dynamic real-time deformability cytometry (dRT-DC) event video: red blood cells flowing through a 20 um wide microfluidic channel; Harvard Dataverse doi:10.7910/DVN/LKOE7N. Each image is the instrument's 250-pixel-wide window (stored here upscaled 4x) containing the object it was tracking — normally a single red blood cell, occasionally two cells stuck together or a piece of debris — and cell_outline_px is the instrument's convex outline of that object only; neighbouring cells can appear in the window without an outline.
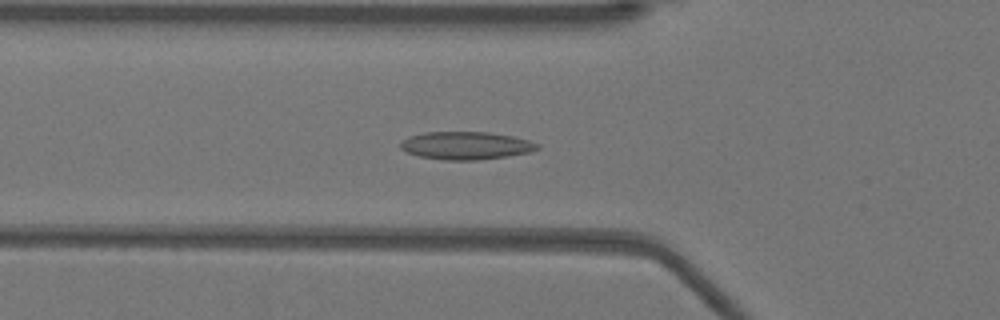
{"species": "Egyptian fruit bat (a non-hibernating species)", "species_latin": "Rousettus aegyptiacus", "temperature_condition": "warm", "stored_images_in_passage": 53, "camera_frame_rate_fps": 3000, "um_per_image_px": 0.085, "animal": {"sex": "female"}, "frame": {"image": 1, "passage_image": 18, "time_ms": 5.667, "image_size_px": [1000, 320], "cell_outline_px": [[540, 148], [532, 152], [508, 156], [476, 160], [444, 160], [420, 156], [408, 152], [400, 148], [400, 144], [408, 136], [424, 132], [488, 132], [512, 136], [528, 140], [540, 144]], "centroid_in_image_um": [39.64, 12.37], "position_along_channel_um": 86.2, "area_um2": 22.2}}
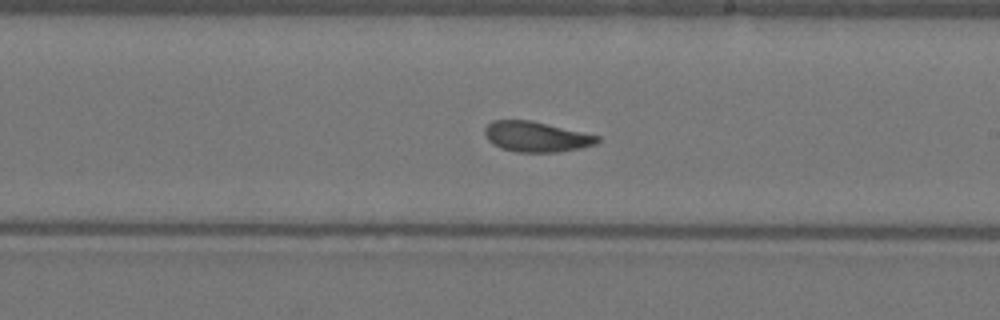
{"frame": {"image": 2, "passage_image": 30, "time_ms": 9.667, "image_size_px": [1000, 320], "cell_outline_px": [[600, 140], [596, 144], [580, 148], [556, 152], [516, 152], [500, 148], [492, 144], [488, 140], [484, 132], [484, 128], [492, 120], [532, 120], [600, 136]], "centroid_in_image_um": [45.56, 11.62], "position_along_channel_um": 243.4, "area_um2": 20.0}}
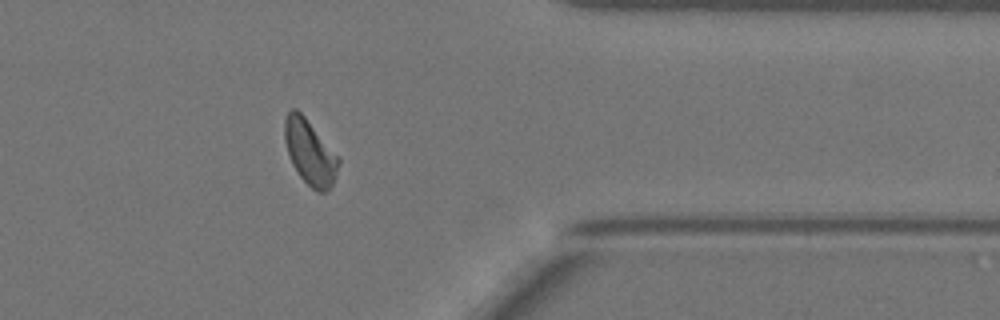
{"frame": {"image": 3, "passage_image": 42, "time_ms": 13.667, "image_size_px": [1000, 320], "cell_outline_px": [[340, 164], [336, 176], [332, 184], [324, 192], [316, 192], [300, 176], [292, 164], [284, 140], [284, 120], [288, 112], [292, 108], [296, 108], [304, 116], [340, 156]], "centroid_in_image_um": [26.36, 12.93], "position_along_channel_um": 385.0, "area_um2": 20.46}, "authors_computed_cell_mechanics": {"area_um2": 20.4612, "velocity_mm_per_s": 3.9234, "shape_relaxation_time_tau1_ms": 7.856, "shape_relaxation_time_tau2_ms": 1.793, "deformation_change_tau1": 0.1737, "deformation_change_tau2": 0.0775}}